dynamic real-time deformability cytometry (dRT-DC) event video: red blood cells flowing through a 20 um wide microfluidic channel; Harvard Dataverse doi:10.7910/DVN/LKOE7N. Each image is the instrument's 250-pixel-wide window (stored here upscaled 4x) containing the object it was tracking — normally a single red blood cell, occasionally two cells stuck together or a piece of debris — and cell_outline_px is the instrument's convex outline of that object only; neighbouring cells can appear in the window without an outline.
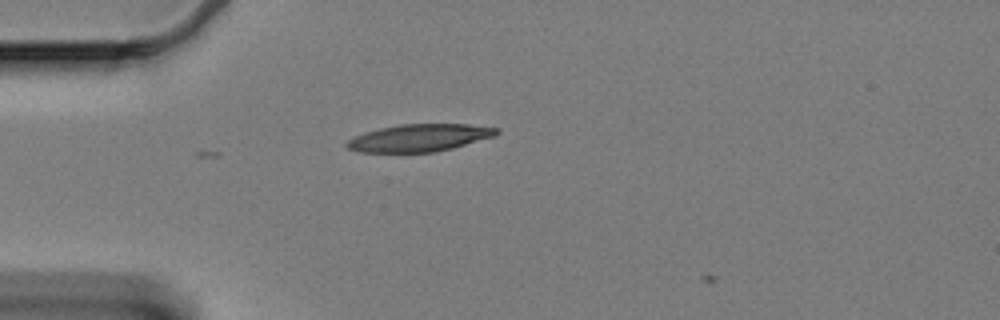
{"species": "Egyptian fruit bat (a non-hibernating species)", "species_latin": "Rousettus aegyptiacus", "temperature_condition": "cold", "stored_images_in_passage": 2, "camera_frame_rate_fps": 3000, "um_per_image_px": 0.085, "animal": {"sex": "female"}, "frame": {"image": 1, "passage_image": 1, "time_ms": 0.0, "image_size_px": [1000, 320], "cell_outline_px": [[500, 132], [496, 136], [452, 148], [432, 152], [360, 152], [348, 148], [344, 144], [348, 140], [364, 132], [380, 128], [400, 124], [468, 124], [500, 128]], "centroid_in_image_um": [35.68, 11.71], "position_along_channel_um": 49.3, "area_um2": 23.87}}